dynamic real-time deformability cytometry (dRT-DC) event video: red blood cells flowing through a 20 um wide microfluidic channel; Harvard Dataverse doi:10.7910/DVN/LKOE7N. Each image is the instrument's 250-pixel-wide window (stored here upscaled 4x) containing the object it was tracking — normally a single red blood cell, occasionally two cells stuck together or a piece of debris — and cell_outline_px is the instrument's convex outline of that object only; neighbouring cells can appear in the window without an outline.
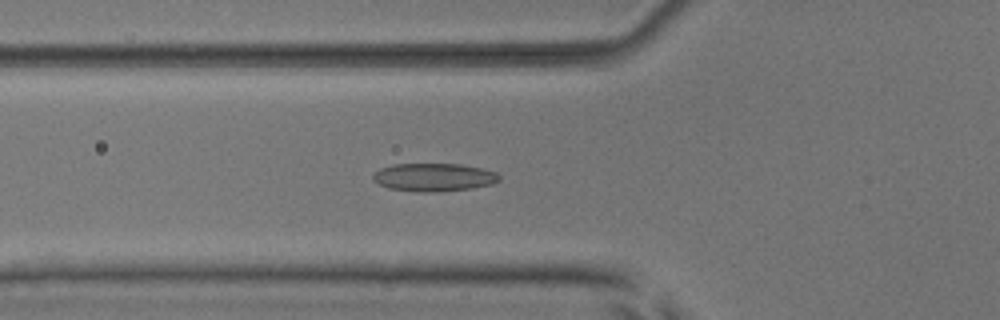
{"species": "common noctule bat (a hibernating species)", "species_latin": "Nyctalus noctula", "temperature_condition": "room temperature", "stored_images_in_passage": 53, "camera_frame_rate_fps": 3000, "um_per_image_px": 0.085, "animal": {"sex": "male", "body_mass_g": 17.9, "forearm_length_mm": 54.2}, "frame": {"image": 1, "passage_image": 20, "time_ms": 6.333, "image_size_px": [1000, 320], "cell_outline_px": [[500, 180], [492, 184], [472, 188], [436, 192], [416, 192], [388, 188], [372, 180], [372, 176], [380, 168], [392, 164], [460, 164], [480, 168], [496, 172], [500, 176]], "centroid_in_image_um": [36.86, 15.07], "position_along_channel_um": 88.9, "area_um2": 20.69}}
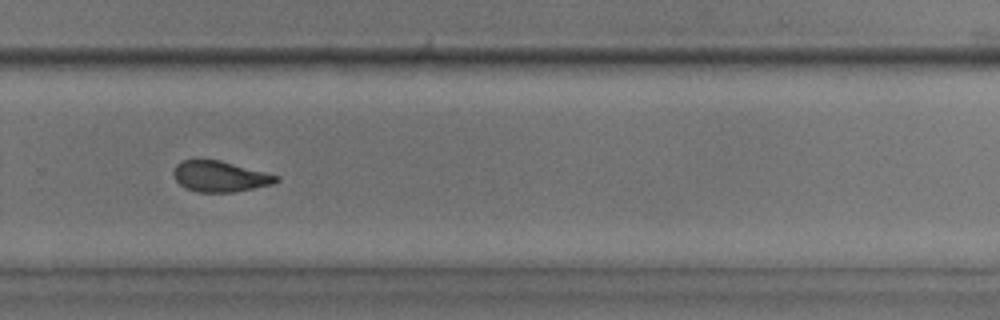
{"frame": {"image": 2, "passage_image": 37, "time_ms": 12.0, "image_size_px": [1000, 320], "cell_outline_px": [[280, 180], [272, 184], [232, 192], [196, 192], [184, 188], [176, 180], [172, 172], [176, 164], [180, 160], [220, 160], [280, 176]], "centroid_in_image_um": [18.67, 14.99], "position_along_channel_um": 311.1, "area_um2": 18.38}}
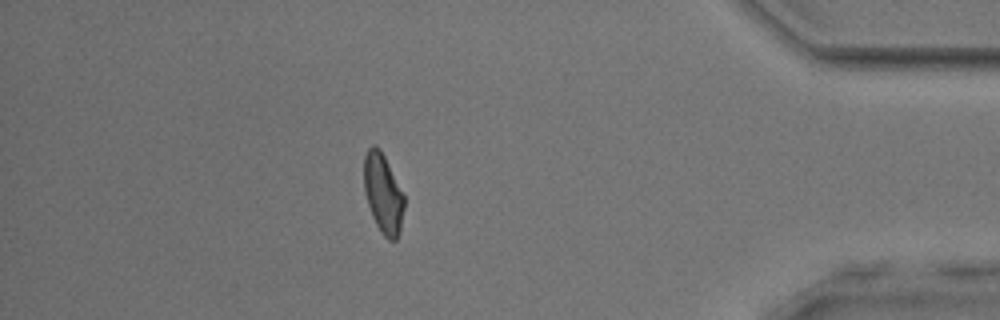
{"frame": {"image": 3, "passage_image": 47, "time_ms": 15.333, "image_size_px": [1000, 320], "cell_outline_px": [[404, 208], [400, 232], [396, 240], [388, 240], [384, 236], [376, 224], [372, 216], [364, 192], [364, 156], [368, 148], [372, 144], [376, 144], [380, 148], [404, 196]], "centroid_in_image_um": [32.55, 16.44], "position_along_channel_um": 402.7, "area_um2": 18.55}, "authors_computed_cell_mechanics": {"area_um2": 19.652, "velocity_mm_per_s": 3.9285, "shape_relaxation_time_tau1_ms": 4.4783, "shape_relaxation_time_tau2_ms": 1.9526, "deformation_change_tau1": 0.1267, "deformation_change_tau2": 0.0916}}